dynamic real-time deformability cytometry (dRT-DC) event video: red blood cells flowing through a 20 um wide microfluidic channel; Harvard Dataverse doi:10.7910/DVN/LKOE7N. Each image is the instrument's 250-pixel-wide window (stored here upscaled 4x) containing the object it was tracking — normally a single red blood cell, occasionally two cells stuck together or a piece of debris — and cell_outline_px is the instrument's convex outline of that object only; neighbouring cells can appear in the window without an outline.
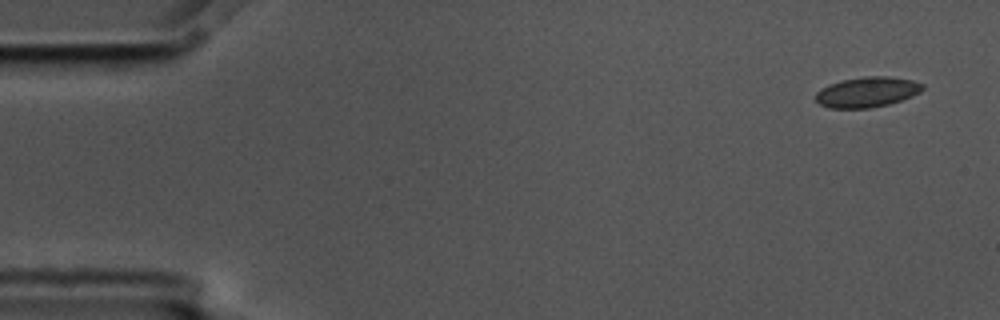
{"species": "common noctule bat (a hibernating species)", "species_latin": "Nyctalus noctula", "temperature_condition": "cold", "stored_images_in_passage": 4, "camera_frame_rate_fps": 3000, "um_per_image_px": 0.085, "animal": {"sex": "male", "body_mass_g": 17.5, "forearm_length_mm": 52.3}, "frame": {"image": 1, "passage_image": 1, "time_ms": 0.0, "image_size_px": [1000, 320], "cell_outline_px": [[924, 88], [920, 92], [912, 96], [888, 104], [868, 108], [828, 108], [820, 104], [816, 100], [816, 92], [820, 88], [828, 84], [840, 80], [864, 76], [888, 76], [912, 80], [924, 84]], "centroid_in_image_um": [73.68, 7.81], "position_along_channel_um": 11.3, "area_um2": 18.96}}
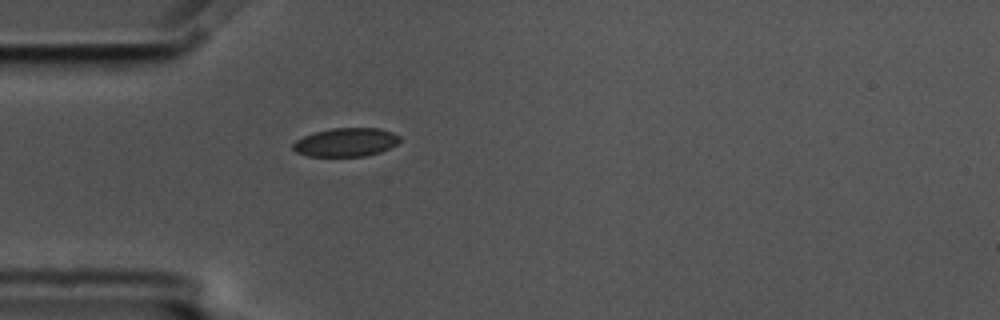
{"frame": {"image": 2, "passage_image": 4, "time_ms": 1.0, "image_size_px": [1000, 320], "cell_outline_px": [[400, 140], [396, 144], [380, 152], [364, 156], [308, 156], [296, 152], [292, 148], [292, 144], [296, 140], [304, 136], [316, 132], [332, 128], [380, 128], [392, 132], [400, 136]], "centroid_in_image_um": [29.4, 12.09], "position_along_channel_um": 55.6, "area_um2": 17.69}}